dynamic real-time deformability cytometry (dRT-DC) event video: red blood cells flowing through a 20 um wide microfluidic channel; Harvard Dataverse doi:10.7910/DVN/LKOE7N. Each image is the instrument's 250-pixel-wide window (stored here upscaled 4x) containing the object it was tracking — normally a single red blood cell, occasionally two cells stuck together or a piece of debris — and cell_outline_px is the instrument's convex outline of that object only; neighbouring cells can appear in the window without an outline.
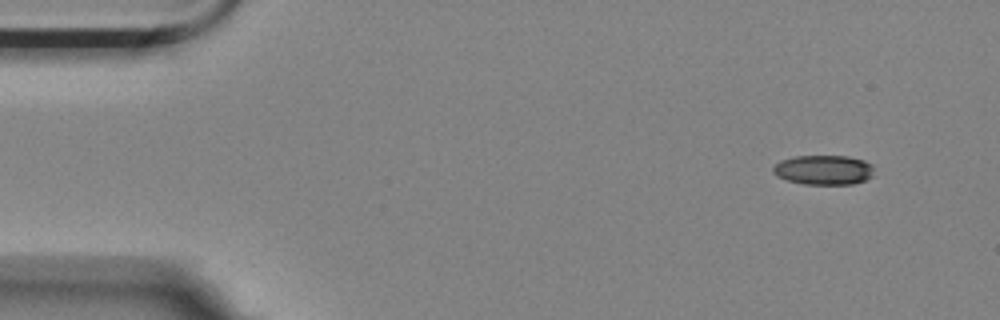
{"species": "Egyptian fruit bat (a non-hibernating species)", "species_latin": "Rousettus aegyptiacus", "temperature_condition": "room temperature", "stored_images_in_passage": 14, "camera_frame_rate_fps": 3000, "um_per_image_px": 0.085, "animal": {"sex": "female"}, "frame": {"image": 1, "passage_image": 1, "time_ms": 0.0, "image_size_px": [1000, 320], "cell_outline_px": [[872, 176], [864, 180], [852, 184], [804, 184], [788, 180], [776, 176], [772, 172], [772, 168], [780, 160], [796, 156], [848, 156], [864, 160], [872, 164]], "centroid_in_image_um": [69.99, 14.44], "position_along_channel_um": 15.0, "area_um2": 17.4}}
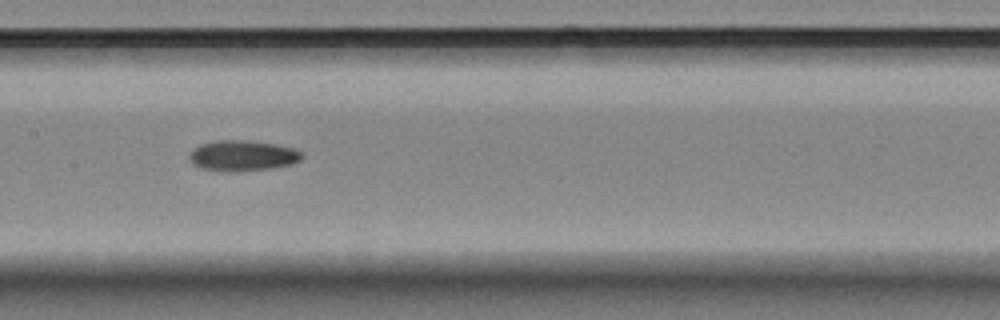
{"frame": {"image": 2, "passage_image": 7, "time_ms": 2.0, "image_size_px": [1000, 320], "cell_outline_px": [[304, 156], [300, 160], [292, 164], [272, 168], [204, 168], [192, 164], [188, 156], [192, 148], [200, 144], [216, 140], [248, 140], [272, 144], [292, 148], [304, 152]], "centroid_in_image_um": [20.64, 13.16], "position_along_channel_um": 186.8, "area_um2": 19.13}}
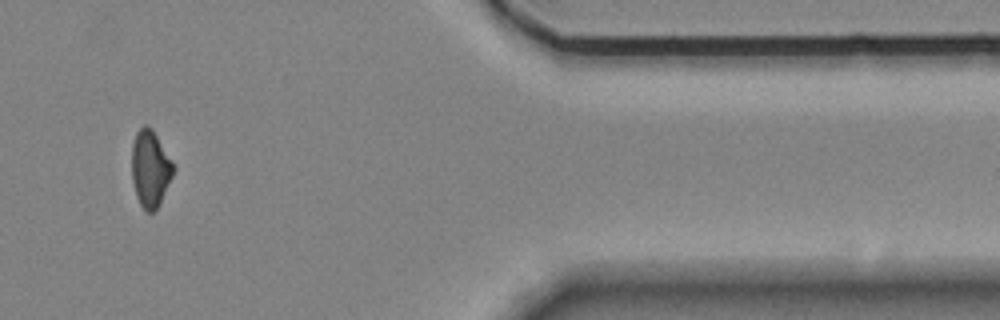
{"frame": {"image": 3, "passage_image": 12, "time_ms": 3.667, "image_size_px": [1000, 320], "cell_outline_px": [[176, 168], [160, 204], [152, 212], [144, 212], [136, 196], [132, 180], [132, 144], [136, 132], [144, 124], [148, 124], [152, 128], [172, 160]], "centroid_in_image_um": [12.78, 14.33], "position_along_channel_um": 398.6, "area_um2": 18.84}}